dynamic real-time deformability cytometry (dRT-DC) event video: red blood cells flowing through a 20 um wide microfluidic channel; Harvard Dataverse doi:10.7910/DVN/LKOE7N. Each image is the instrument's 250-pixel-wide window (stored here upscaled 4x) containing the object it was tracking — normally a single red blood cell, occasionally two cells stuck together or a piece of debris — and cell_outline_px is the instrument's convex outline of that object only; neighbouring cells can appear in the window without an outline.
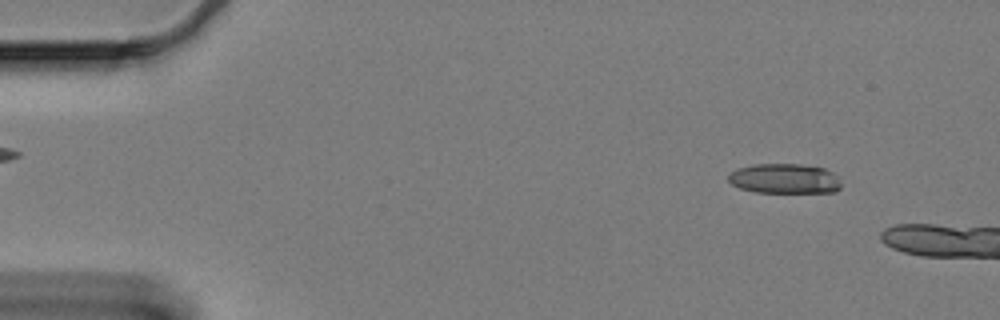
{"species": "Egyptian fruit bat (a non-hibernating species)", "species_latin": "Rousettus aegyptiacus", "temperature_condition": "cold", "stored_images_in_passage": 9, "camera_frame_rate_fps": 3000, "um_per_image_px": 0.085, "animal": {"sex": "female"}, "frame": {"image": 1, "passage_image": 4, "time_ms": 1.0, "image_size_px": [1000, 320], "cell_outline_px": [[840, 188], [836, 192], [756, 192], [740, 188], [732, 184], [728, 180], [728, 176], [736, 168], [752, 164], [800, 164], [824, 168], [840, 176]], "centroid_in_image_um": [66.71, 15.18], "position_along_channel_um": 18.3, "area_um2": 19.77}}